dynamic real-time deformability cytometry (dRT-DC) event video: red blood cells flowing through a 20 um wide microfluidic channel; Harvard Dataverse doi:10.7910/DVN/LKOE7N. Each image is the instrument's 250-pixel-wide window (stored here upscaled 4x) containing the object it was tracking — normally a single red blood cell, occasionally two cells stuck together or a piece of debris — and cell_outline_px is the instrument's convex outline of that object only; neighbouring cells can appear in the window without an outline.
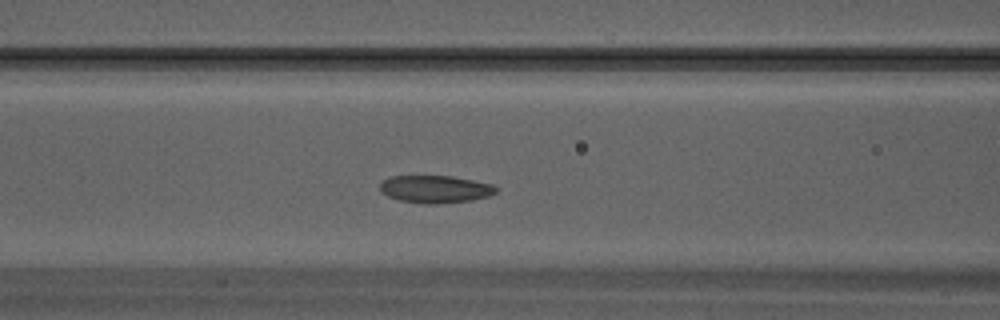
{"species": "Egyptian fruit bat (a non-hibernating species)", "species_latin": "Rousettus aegyptiacus", "temperature_condition": "warm", "stored_images_in_passage": 32, "segment_of_instrument_passage": [1, 2], "camera_frame_rate_fps": 3000, "um_per_image_px": 0.085, "animal": {"sex": "male"}, "frame": {"image": 1, "passage_image": 12, "time_ms": 3.667, "image_size_px": [1000, 320], "cell_outline_px": [[496, 192], [488, 196], [472, 200], [440, 204], [424, 204], [400, 200], [388, 196], [380, 192], [380, 184], [384, 180], [392, 176], [452, 176], [492, 184], [496, 188]], "centroid_in_image_um": [36.98, 16.08], "position_along_channel_um": 129.6, "area_um2": 18.55}}
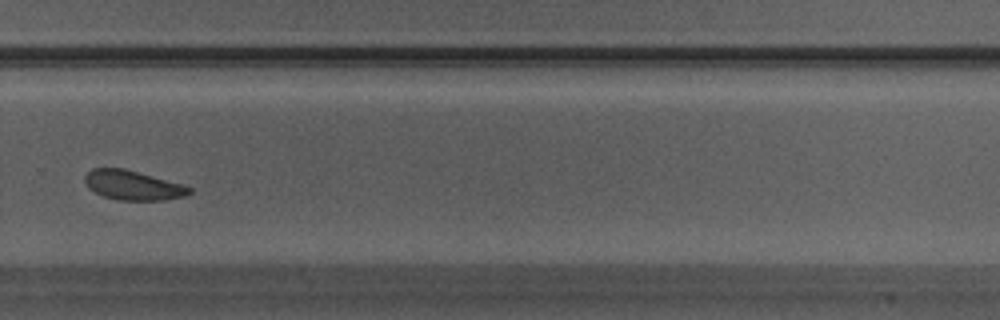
{"frame": {"image": 2, "passage_image": 21, "time_ms": 6.667, "image_size_px": [1000, 320], "cell_outline_px": [[192, 192], [184, 196], [164, 200], [120, 200], [104, 196], [88, 188], [84, 180], [84, 176], [92, 168], [124, 168], [184, 184], [192, 188]], "centroid_in_image_um": [11.31, 15.74], "position_along_channel_um": 318.5, "area_um2": 17.98}}
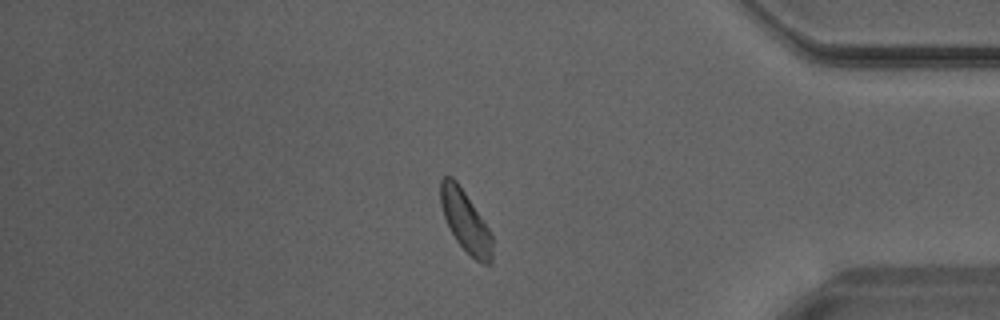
{"frame": {"image": 3, "passage_image": 26, "time_ms": 8.333, "image_size_px": [1000, 320], "cell_outline_px": [[492, 264], [484, 264], [476, 260], [456, 240], [444, 216], [440, 204], [440, 180], [444, 176], [452, 176], [456, 180], [488, 228], [492, 236]], "centroid_in_image_um": [39.55, 18.79], "position_along_channel_um": 395.6, "area_um2": 18.03}}